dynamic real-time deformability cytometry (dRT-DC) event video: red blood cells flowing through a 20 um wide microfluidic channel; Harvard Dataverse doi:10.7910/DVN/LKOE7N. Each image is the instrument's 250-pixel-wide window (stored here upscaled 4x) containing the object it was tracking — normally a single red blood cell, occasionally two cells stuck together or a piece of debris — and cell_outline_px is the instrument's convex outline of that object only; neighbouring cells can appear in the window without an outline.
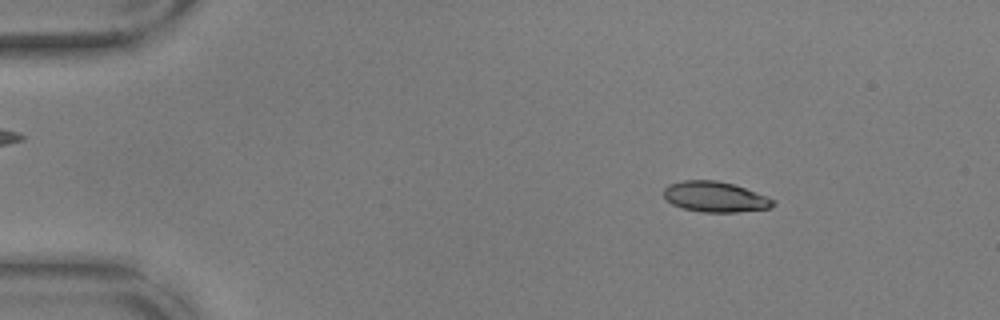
{"species": "common noctule bat (a hibernating species)", "species_latin": "Nyctalus noctula", "temperature_condition": "warm", "stored_images_in_passage": 55, "camera_frame_rate_fps": 3000, "um_per_image_px": 0.085, "animal": {"sex": "male", "body_mass_g": 17.9, "forearm_length_mm": 54.2}, "frame": {"image": 1, "passage_image": 8, "time_ms": 2.333, "image_size_px": [1000, 320], "cell_outline_px": [[776, 204], [772, 208], [736, 212], [704, 212], [684, 208], [672, 204], [664, 196], [664, 188], [668, 184], [684, 180], [716, 180], [732, 184], [768, 196], [776, 200]], "centroid_in_image_um": [60.82, 16.73], "position_along_channel_um": 24.2, "area_um2": 19.42}}
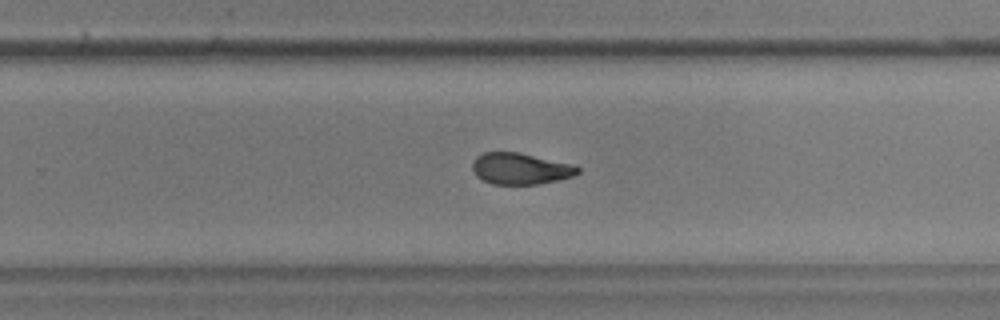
{"frame": {"image": 2, "passage_image": 36, "time_ms": 11.667, "image_size_px": [1000, 320], "cell_outline_px": [[580, 172], [572, 176], [540, 184], [492, 184], [476, 176], [472, 168], [472, 164], [476, 156], [484, 152], [520, 152], [576, 164], [580, 168]], "centroid_in_image_um": [44.26, 14.32], "position_along_channel_um": 285.5, "area_um2": 19.48}}
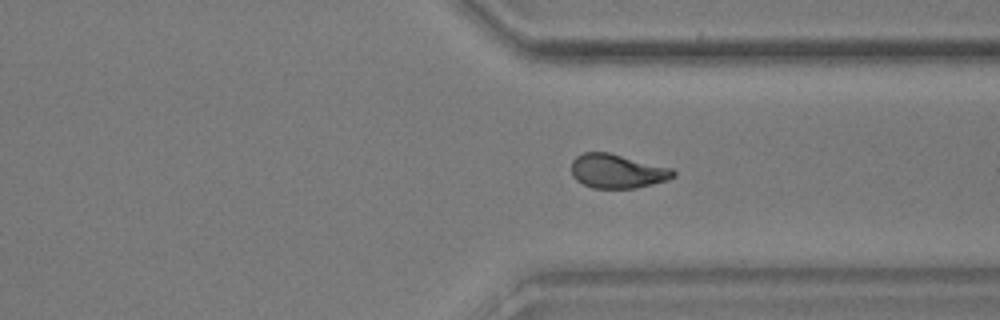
{"frame": {"image": 3, "passage_image": 42, "time_ms": 13.667, "image_size_px": [1000, 320], "cell_outline_px": [[676, 176], [668, 180], [636, 188], [592, 188], [576, 180], [572, 176], [572, 160], [576, 156], [584, 152], [608, 152], [672, 168], [676, 172]], "centroid_in_image_um": [52.47, 14.55], "position_along_channel_um": 358.9, "area_um2": 20.29}, "authors_computed_cell_mechanics": {"area_um2": 20.0566, "velocity_mm_per_s": 3.661, "shape_relaxation_time_tau1_ms": 5.2051, "shape_relaxation_time_tau2_ms": 2.1159, "deformation_change_tau1": 0.198, "deformation_change_tau2": 0.0946}}